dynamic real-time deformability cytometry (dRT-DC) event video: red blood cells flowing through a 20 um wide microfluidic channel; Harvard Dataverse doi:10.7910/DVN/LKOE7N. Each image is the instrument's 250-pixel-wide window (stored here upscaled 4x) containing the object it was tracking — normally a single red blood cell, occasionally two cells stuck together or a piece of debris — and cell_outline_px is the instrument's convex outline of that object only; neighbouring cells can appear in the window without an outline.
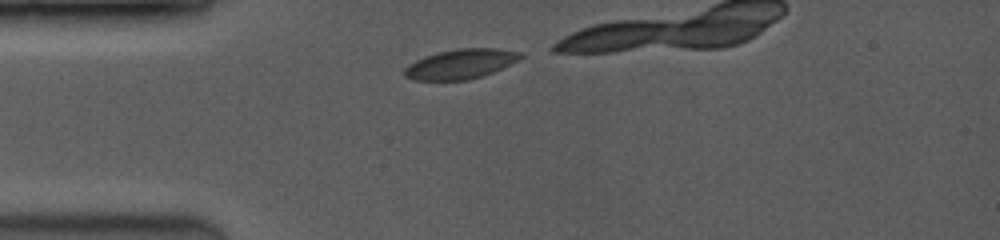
{"species": "common noctule bat (a hibernating species)", "species_latin": "Nyctalus noctula", "temperature_condition": "room temperature", "stored_images_in_passage": 10, "camera_frame_rate_fps": 3500, "um_per_image_px": 0.085, "animal": {"sex": "female", "body_mass_g": 19.0, "forearm_length_mm": 53.3}, "frame": {"image": 1, "passage_image": 1, "time_ms": 0.0, "image_size_px": [1000, 240], "cell_outline_px": [[524, 56], [520, 60], [484, 76], [468, 80], [412, 80], [404, 76], [404, 68], [408, 64], [424, 56], [440, 52], [460, 48], [492, 48], [520, 52]], "centroid_in_image_um": [39.15, 5.45], "position_along_channel_um": 45.8, "area_um2": 20.17}}
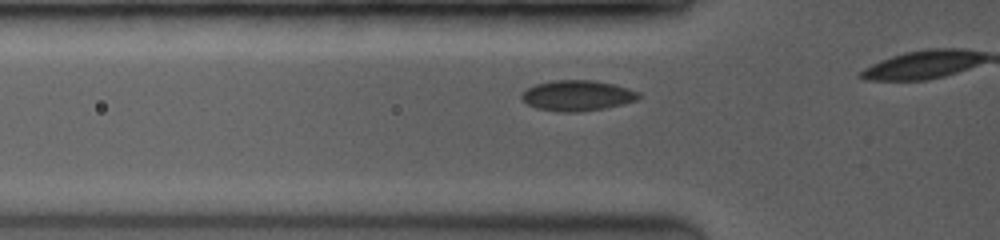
{"frame": {"image": 2, "passage_image": 5, "time_ms": 1.143, "image_size_px": [1000, 240], "cell_outline_px": [[640, 96], [636, 100], [604, 108], [580, 112], [556, 112], [536, 108], [528, 104], [520, 96], [528, 88], [536, 84], [552, 80], [596, 80], [628, 88], [640, 92]], "centroid_in_image_um": [49.06, 8.12], "position_along_channel_um": 76.7, "area_um2": 20.75}}
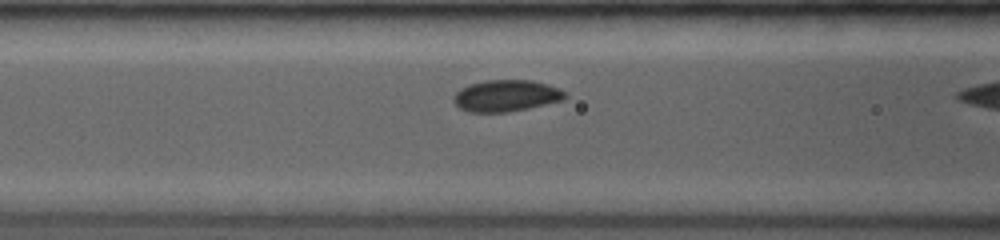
{"frame": {"image": 3, "passage_image": 9, "time_ms": 2.286, "image_size_px": [1000, 240], "cell_outline_px": [[568, 96], [564, 100], [528, 108], [508, 112], [468, 112], [460, 108], [452, 100], [456, 92], [460, 88], [468, 84], [484, 80], [532, 80], [548, 84], [564, 92]], "centroid_in_image_um": [43.0, 8.13], "position_along_channel_um": 123.6, "area_um2": 20.58}}